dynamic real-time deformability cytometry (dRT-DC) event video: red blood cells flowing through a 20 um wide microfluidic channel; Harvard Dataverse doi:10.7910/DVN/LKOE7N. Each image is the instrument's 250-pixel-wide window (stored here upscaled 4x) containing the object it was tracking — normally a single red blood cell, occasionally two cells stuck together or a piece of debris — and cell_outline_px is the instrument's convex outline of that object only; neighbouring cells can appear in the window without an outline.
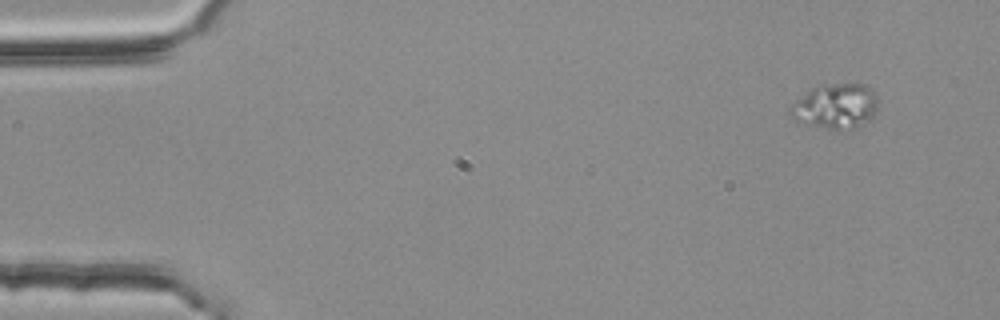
{"species": "common noctule bat (a hibernating species)", "species_latin": "Nyctalus noctula", "temperature_condition": "room temperature", "stored_images_in_passage": 3, "camera_frame_rate_fps": 3000, "um_per_image_px": 0.085, "animal": {"sex": "female", "body_mass_g": 25.1}, "frame": {"image": 1, "passage_image": 1, "time_ms": 0.0, "image_size_px": [1000, 320], "cell_outline_px": [[876, 108], [872, 116], [868, 120], [856, 128], [832, 132], [796, 120], [788, 112], [788, 108], [796, 100], [812, 88], [820, 84], [864, 84], [872, 88], [876, 92]], "centroid_in_image_um": [71.01, 9.05], "position_along_channel_um": 14.0, "area_um2": 23.29}}